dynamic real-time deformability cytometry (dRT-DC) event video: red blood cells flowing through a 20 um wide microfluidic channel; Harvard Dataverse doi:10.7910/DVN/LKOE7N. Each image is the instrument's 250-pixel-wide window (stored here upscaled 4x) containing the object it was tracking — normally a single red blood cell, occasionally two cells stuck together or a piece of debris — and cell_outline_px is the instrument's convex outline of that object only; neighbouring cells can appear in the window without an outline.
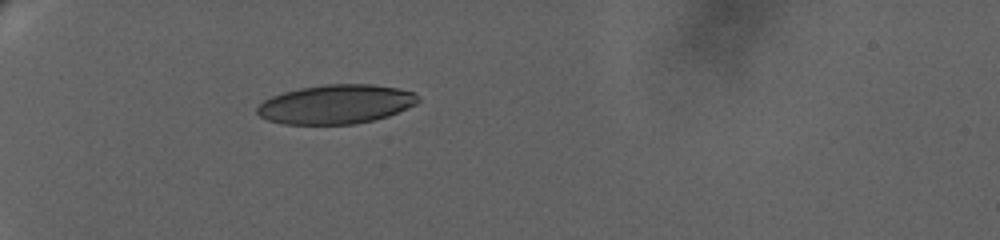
{"species": "human", "species_latin": "Homo sapiens", "temperature_condition": "warm", "stored_images_in_passage": 47, "camera_frame_rate_fps": 3000, "um_per_image_px": 0.085, "donor": {"sex": "female"}, "frame": {"image": 1, "passage_image": 1, "time_ms": 0.0, "image_size_px": [1000, 240], "cell_outline_px": [[420, 100], [416, 104], [388, 116], [356, 124], [284, 124], [268, 120], [260, 116], [256, 112], [256, 108], [264, 100], [272, 96], [284, 92], [300, 88], [324, 84], [372, 84], [400, 88], [412, 92], [420, 96]], "centroid_in_image_um": [28.57, 8.85], "position_along_channel_um": 56.4, "area_um2": 36.76}}
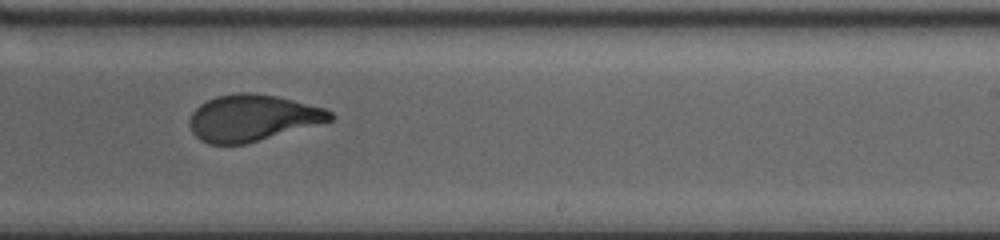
{"frame": {"image": 2, "passage_image": 25, "time_ms": 7.667, "image_size_px": [1000, 240], "cell_outline_px": [[336, 116], [332, 120], [244, 144], [208, 144], [200, 140], [192, 132], [188, 124], [188, 120], [192, 112], [200, 104], [216, 96], [240, 92], [248, 92], [276, 96], [324, 108], [332, 112]], "centroid_in_image_um": [21.41, 10.02], "position_along_channel_um": 267.6, "area_um2": 37.74}}
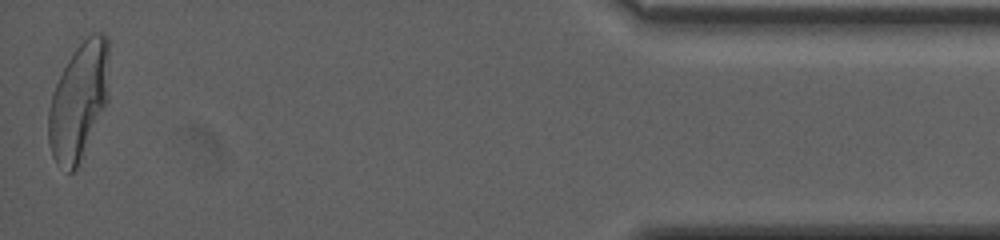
{"frame": {"image": 3, "passage_image": 47, "time_ms": 14.667, "image_size_px": [1000, 240], "cell_outline_px": [[108, 100], [76, 168], [72, 172], [68, 172], [56, 164], [52, 156], [48, 140], [48, 112], [52, 92], [68, 60], [76, 48], [92, 32], [104, 32], [108, 36]], "centroid_in_image_um": [6.68, 8.58], "position_along_channel_um": 428.5, "area_um2": 41.1}, "authors_computed_cell_mechanics": {"area_um2": 38.8416, "velocity_mm_per_s": 3.1863, "shape_relaxation_time_tau1_ms": 7.2857, "shape_relaxation_time_tau2_ms": 0.8184, "deformation_change_tau1": 0.2489, "deformation_change_tau2": 0.0728}}